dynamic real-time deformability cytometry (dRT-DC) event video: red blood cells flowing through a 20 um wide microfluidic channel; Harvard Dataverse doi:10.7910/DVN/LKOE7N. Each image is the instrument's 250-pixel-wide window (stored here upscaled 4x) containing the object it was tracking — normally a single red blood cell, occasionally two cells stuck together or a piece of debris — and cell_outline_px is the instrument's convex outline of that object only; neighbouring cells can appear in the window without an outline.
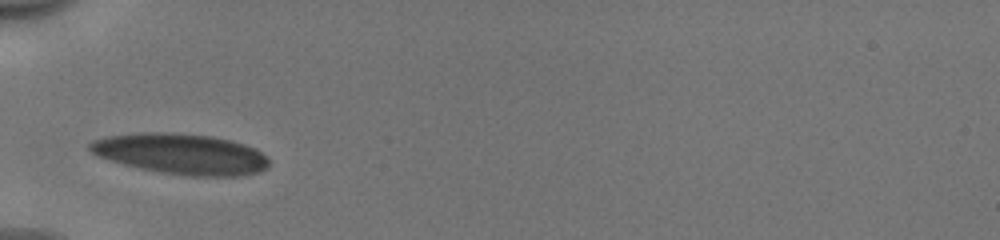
{"species": "human", "species_latin": "Homo sapiens", "temperature_condition": "cold", "stored_images_in_passage": 28, "camera_frame_rate_fps": 3000, "um_per_image_px": 0.085, "donor": {"sex": "male"}, "frame": {"image": 1, "passage_image": 1, "time_ms": 0.0, "image_size_px": [1000, 240], "cell_outline_px": [[268, 168], [260, 172], [240, 176], [192, 176], [160, 172], [140, 168], [108, 160], [96, 156], [88, 148], [88, 144], [92, 140], [108, 136], [140, 132], [172, 132], [212, 136], [244, 144], [256, 148], [268, 160]], "centroid_in_image_um": [15.37, 13.08], "position_along_channel_um": 69.6, "area_um2": 42.54}}
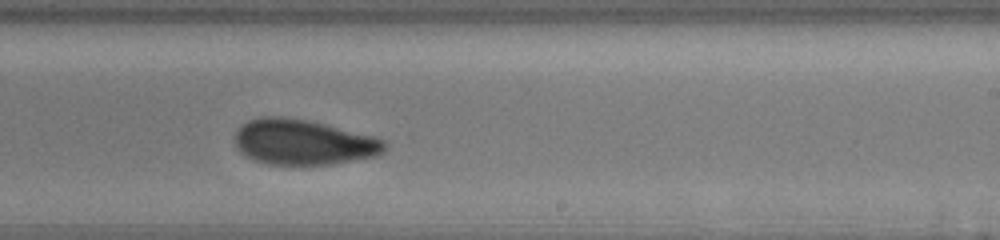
{"frame": {"image": 2, "passage_image": 16, "time_ms": 5.0, "image_size_px": [1000, 240], "cell_outline_px": [[388, 144], [384, 152], [380, 156], [332, 164], [300, 168], [268, 164], [252, 160], [244, 156], [236, 148], [236, 132], [248, 120], [260, 116], [284, 116], [308, 120], [376, 136], [384, 140]], "centroid_in_image_um": [25.81, 12.13], "position_along_channel_um": 263.2, "area_um2": 40.92}}
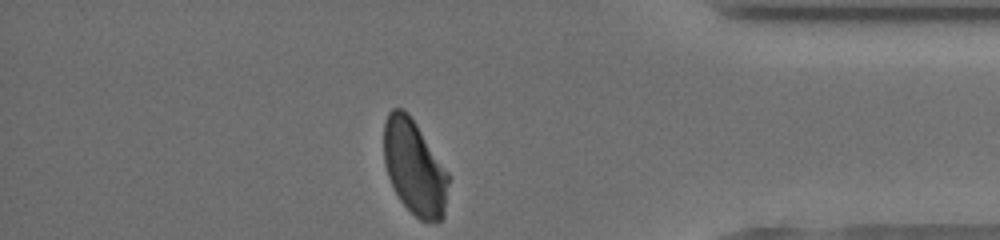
{"frame": {"image": 3, "passage_image": 28, "time_ms": 9.0, "image_size_px": [1000, 240], "cell_outline_px": [[448, 184], [444, 216], [440, 220], [420, 220], [400, 200], [388, 176], [384, 164], [384, 124], [388, 112], [392, 108], [400, 108], [408, 112], [448, 172]], "centroid_in_image_um": [35.21, 14.21], "position_along_channel_um": 400.0, "area_um2": 35.2}, "authors_computed_cell_mechanics": {"area_um2": 40.1132, "velocity_mm_per_s": 3.9509, "shape_relaxation_time_tau1_ms": 6.7535, "shape_relaxation_time_tau2_ms": 1.5535, "deformation_change_tau1": 0.154, "deformation_change_tau2": 0.0647}}